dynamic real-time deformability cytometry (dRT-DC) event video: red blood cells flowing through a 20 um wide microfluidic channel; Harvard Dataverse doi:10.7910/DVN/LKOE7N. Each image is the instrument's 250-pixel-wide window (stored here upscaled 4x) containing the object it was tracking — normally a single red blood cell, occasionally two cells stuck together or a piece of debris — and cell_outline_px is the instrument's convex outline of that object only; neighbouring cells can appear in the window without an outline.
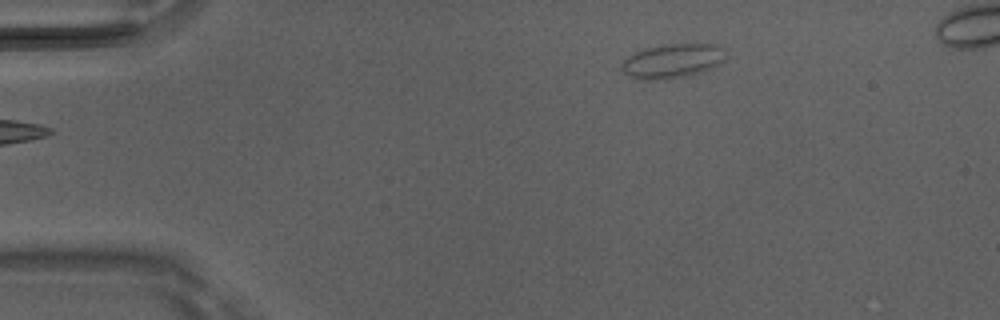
{"species": "Egyptian fruit bat (a non-hibernating species)", "species_latin": "Rousettus aegyptiacus", "temperature_condition": "room temperature", "stored_images_in_passage": 5, "camera_frame_rate_fps": 3000, "um_per_image_px": 0.085, "animal": {"sex": "male"}, "frame": {"image": 1, "passage_image": 5, "time_ms": 1.333, "image_size_px": [1000, 320], "cell_outline_px": [[724, 60], [712, 68], [688, 76], [668, 80], [640, 80], [628, 76], [620, 68], [620, 64], [628, 56], [644, 48], [664, 44], [720, 44]], "centroid_in_image_um": [57.1, 5.2], "position_along_channel_um": 27.9, "area_um2": 20.98}}